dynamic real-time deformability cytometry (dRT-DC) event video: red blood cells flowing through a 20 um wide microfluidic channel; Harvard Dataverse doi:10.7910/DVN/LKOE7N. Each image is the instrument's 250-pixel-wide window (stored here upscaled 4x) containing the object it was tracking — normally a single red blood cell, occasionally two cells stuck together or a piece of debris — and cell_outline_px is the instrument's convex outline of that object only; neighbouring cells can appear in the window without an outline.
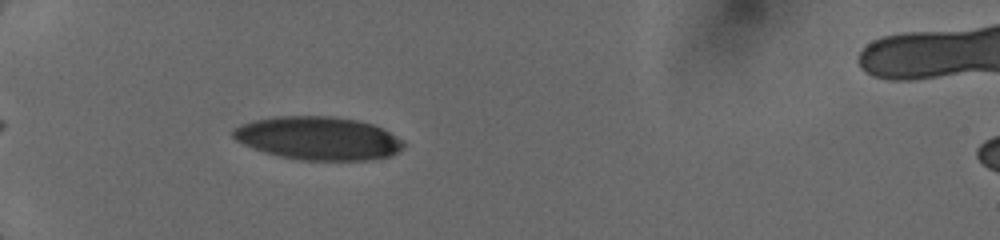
{"species": "human", "species_latin": "Homo sapiens", "temperature_condition": "cold", "stored_images_in_passage": 10, "camera_frame_rate_fps": 3000, "um_per_image_px": 0.085, "donor": {"sex": "female"}, "frame": {"image": 1, "passage_image": 4, "time_ms": 1.0, "image_size_px": [1000, 240], "cell_outline_px": [[404, 148], [400, 152], [392, 156], [368, 160], [300, 160], [280, 156], [264, 152], [244, 144], [236, 140], [232, 136], [232, 128], [240, 124], [252, 120], [276, 116], [332, 116], [356, 120], [372, 124], [404, 140]], "centroid_in_image_um": [27.05, 11.75], "position_along_channel_um": 58.0, "area_um2": 43.12}}
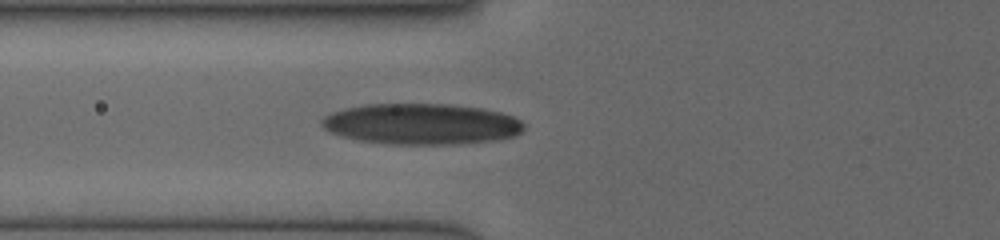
{"frame": {"image": 2, "passage_image": 7, "time_ms": 2.333, "image_size_px": [1000, 240], "cell_outline_px": [[524, 128], [516, 136], [504, 140], [460, 144], [396, 144], [356, 140], [328, 132], [320, 124], [320, 120], [324, 116], [332, 112], [364, 104], [448, 104], [480, 108], [500, 112], [512, 116], [520, 120], [524, 124]], "centroid_in_image_um": [35.84, 10.55], "position_along_channel_um": 90.0, "area_um2": 48.55}}
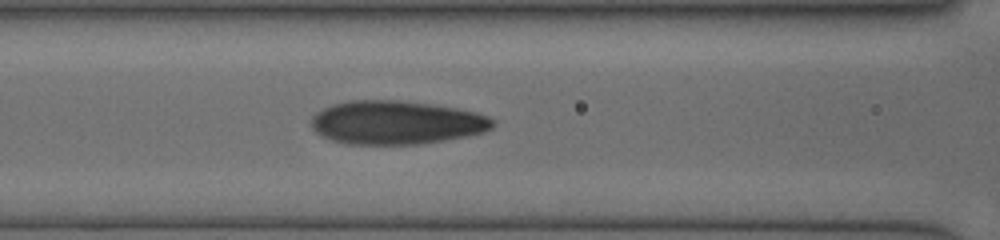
{"frame": {"image": 3, "passage_image": 10, "time_ms": 3.333, "image_size_px": [1000, 240], "cell_outline_px": [[496, 124], [492, 128], [484, 132], [468, 136], [420, 144], [348, 144], [332, 140], [320, 136], [312, 128], [312, 116], [316, 112], [324, 108], [348, 100], [400, 100], [432, 104], [456, 108], [476, 112], [488, 116], [496, 120]], "centroid_in_image_um": [33.71, 10.41], "position_along_channel_um": 132.9, "area_um2": 46.3}}